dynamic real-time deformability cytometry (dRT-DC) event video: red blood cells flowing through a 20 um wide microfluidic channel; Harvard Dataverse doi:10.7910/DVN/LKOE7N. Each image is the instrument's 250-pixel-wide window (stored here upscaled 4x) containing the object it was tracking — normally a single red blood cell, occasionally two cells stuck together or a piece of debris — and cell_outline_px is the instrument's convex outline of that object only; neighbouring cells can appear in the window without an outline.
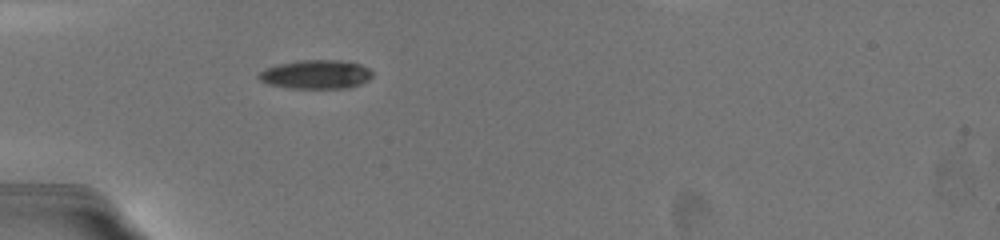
{"species": "common noctule bat (a hibernating species)", "species_latin": "Nyctalus noctula", "temperature_condition": "warm", "stored_images_in_passage": 2, "camera_frame_rate_fps": 3000, "um_per_image_px": 0.085, "animal": {"sex": "female", "body_mass_g": 19.5, "forearm_length_mm": 54.1}, "frame": {"image": 1, "passage_image": 1, "time_ms": 0.0, "image_size_px": [1000, 240], "cell_outline_px": [[372, 76], [368, 80], [360, 84], [344, 88], [288, 88], [268, 84], [260, 80], [256, 76], [260, 72], [276, 64], [300, 60], [340, 60], [360, 64], [368, 68], [372, 72]], "centroid_in_image_um": [26.84, 6.32], "position_along_channel_um": 58.2, "area_um2": 19.07}}